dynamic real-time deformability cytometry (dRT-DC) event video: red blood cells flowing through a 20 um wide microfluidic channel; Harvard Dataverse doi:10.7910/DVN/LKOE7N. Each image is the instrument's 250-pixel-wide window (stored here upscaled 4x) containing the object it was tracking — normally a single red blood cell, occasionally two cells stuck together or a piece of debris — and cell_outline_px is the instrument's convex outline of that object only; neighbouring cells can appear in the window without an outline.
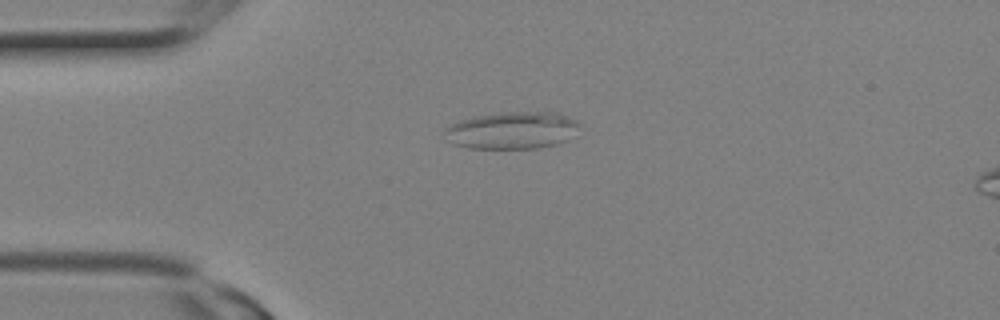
{"species": "Egyptian fruit bat (a non-hibernating species)", "species_latin": "Rousettus aegyptiacus", "temperature_condition": "room temperature", "stored_images_in_passage": 4, "camera_frame_rate_fps": 3000, "um_per_image_px": 0.085, "animal": {"sex": "female"}, "frame": {"image": 1, "passage_image": 1, "time_ms": 0.0, "image_size_px": [1000, 320], "cell_outline_px": [[580, 124], [568, 140], [556, 144], [540, 148], [468, 148], [452, 144], [444, 132], [444, 128], [460, 120], [476, 116], [500, 112], [556, 112], [576, 120]], "centroid_in_image_um": [43.52, 11.08], "position_along_channel_um": 41.5, "area_um2": 29.13}}